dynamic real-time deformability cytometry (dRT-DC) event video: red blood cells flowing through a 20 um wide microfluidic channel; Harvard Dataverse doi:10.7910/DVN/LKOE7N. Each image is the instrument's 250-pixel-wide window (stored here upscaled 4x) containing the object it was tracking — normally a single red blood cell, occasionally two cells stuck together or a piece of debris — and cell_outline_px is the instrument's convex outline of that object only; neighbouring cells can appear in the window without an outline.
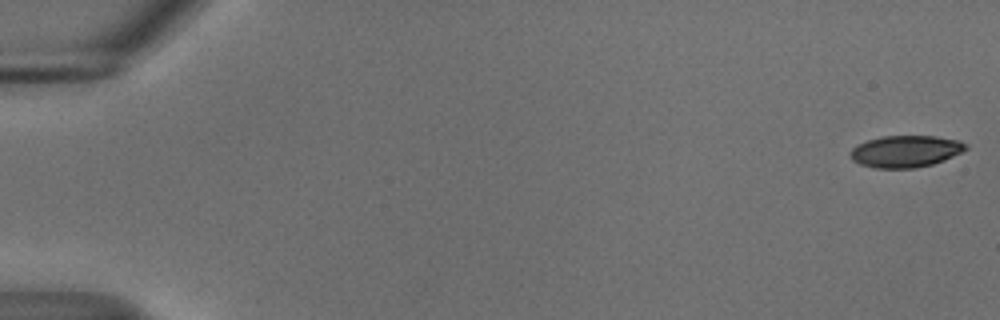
{"species": "common noctule bat (a hibernating species)", "species_latin": "Nyctalus noctula", "temperature_condition": "cold", "stored_images_in_passage": 55, "camera_frame_rate_fps": 3000, "um_per_image_px": 0.085, "animal": {"sex": "male", "body_mass_g": 18.8}, "frame": {"image": 1, "passage_image": 1, "time_ms": 0.0, "image_size_px": [1000, 320], "cell_outline_px": [[968, 148], [944, 160], [932, 164], [916, 168], [872, 168], [860, 164], [852, 160], [848, 152], [856, 144], [868, 140], [884, 136], [936, 136], [960, 140], [968, 144]], "centroid_in_image_um": [76.95, 12.86], "position_along_channel_um": 8.1, "area_um2": 21.56}}
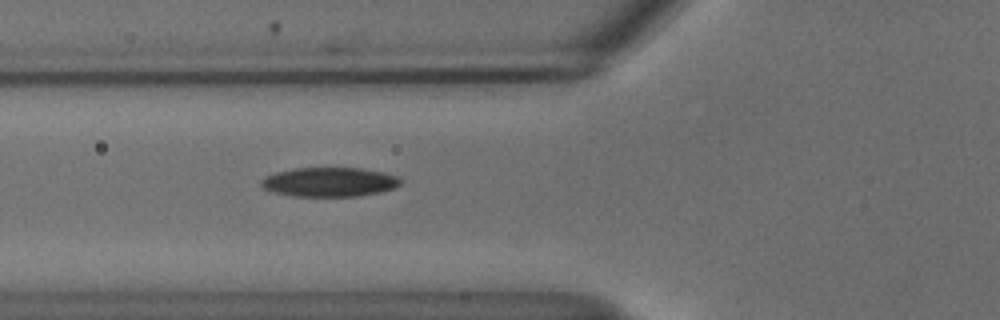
{"frame": {"image": 2, "passage_image": 21, "time_ms": 6.667, "image_size_px": [1000, 320], "cell_outline_px": [[400, 184], [396, 188], [380, 192], [356, 196], [292, 196], [272, 192], [264, 188], [260, 184], [260, 180], [264, 176], [276, 172], [292, 168], [364, 168], [384, 172], [400, 176]], "centroid_in_image_um": [28.0, 15.46], "position_along_channel_um": 97.8, "area_um2": 24.04}}
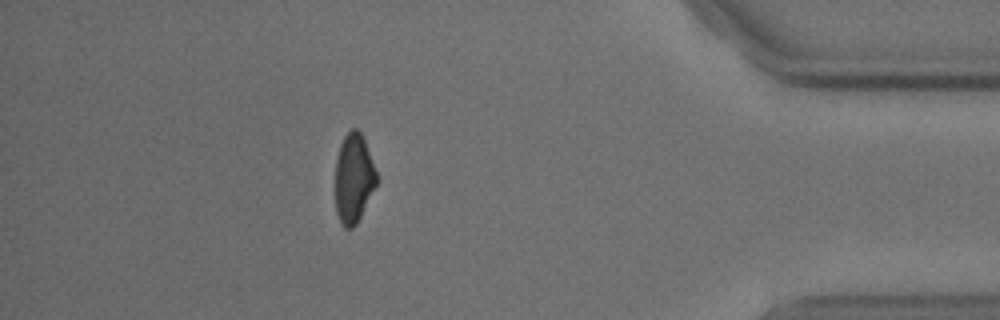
{"frame": {"image": 3, "passage_image": 49, "time_ms": 16.0, "image_size_px": [1000, 320], "cell_outline_px": [[376, 184], [356, 224], [352, 228], [344, 228], [336, 212], [336, 160], [340, 144], [344, 136], [352, 128], [356, 128], [360, 132], [364, 140], [376, 172]], "centroid_in_image_um": [30.04, 15.14], "position_along_channel_um": 405.2, "area_um2": 20.92}, "authors_computed_cell_mechanics": {"area_um2": 22.9466, "velocity_mm_per_s": 3.695, "shape_relaxation_time_tau1_ms": 3.3885, "shape_relaxation_time_tau2_ms": null, "deformation_change_tau1": 0.1271, "deformation_change_tau2": null}}